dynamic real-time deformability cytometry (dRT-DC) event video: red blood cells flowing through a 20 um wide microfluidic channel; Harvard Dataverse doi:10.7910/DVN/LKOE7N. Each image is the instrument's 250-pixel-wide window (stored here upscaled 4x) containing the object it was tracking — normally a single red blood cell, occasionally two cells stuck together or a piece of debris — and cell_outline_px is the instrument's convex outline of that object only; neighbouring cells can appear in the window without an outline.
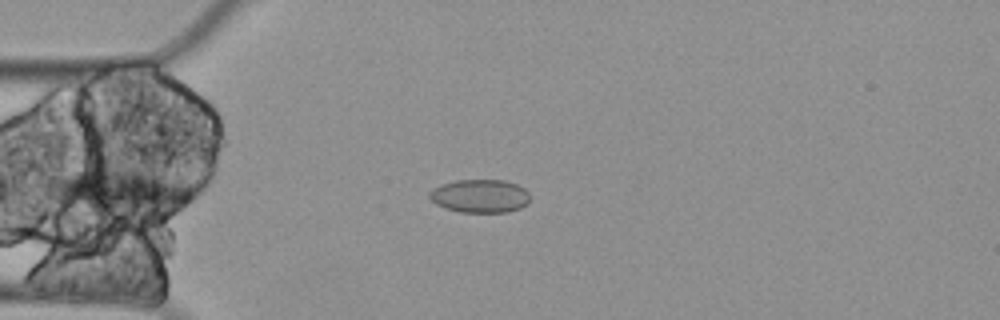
{"species": "Egyptian fruit bat (a non-hibernating species)", "species_latin": "Rousettus aegyptiacus", "temperature_condition": "cold", "stored_images_in_passage": 6, "camera_frame_rate_fps": 3000, "um_per_image_px": 0.085, "animal": {"sex": "female"}, "frame": {"image": 1, "passage_image": 4, "time_ms": 1.0, "image_size_px": [1000, 320], "cell_outline_px": [[528, 204], [520, 208], [508, 212], [460, 212], [444, 208], [436, 204], [428, 196], [428, 192], [432, 188], [440, 184], [456, 180], [504, 180], [516, 184], [524, 188], [528, 192]], "centroid_in_image_um": [40.76, 16.66], "position_along_channel_um": 44.2, "area_um2": 19.65}}
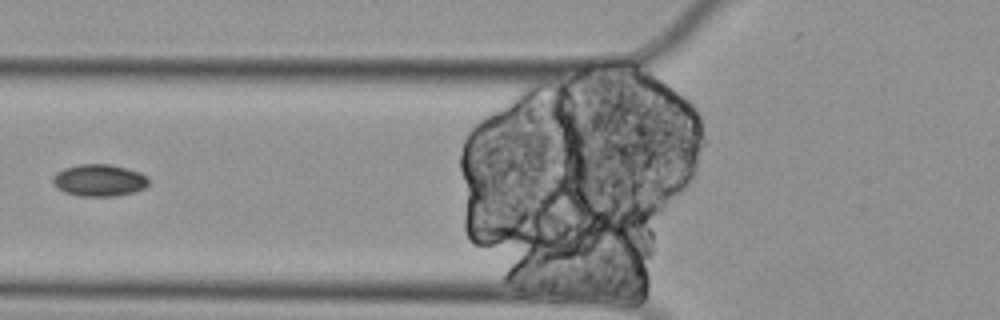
{"frame": {"image": 2, "passage_image": 6, "time_ms": 1.667, "image_size_px": [1000, 320], "cell_outline_px": [[148, 184], [144, 188], [136, 192], [116, 196], [80, 196], [64, 192], [56, 188], [52, 184], [52, 176], [56, 172], [64, 168], [80, 164], [108, 164], [140, 172], [148, 180]], "centroid_in_image_um": [8.38, 15.33], "position_along_channel_um": 117.4, "area_um2": 17.92}}